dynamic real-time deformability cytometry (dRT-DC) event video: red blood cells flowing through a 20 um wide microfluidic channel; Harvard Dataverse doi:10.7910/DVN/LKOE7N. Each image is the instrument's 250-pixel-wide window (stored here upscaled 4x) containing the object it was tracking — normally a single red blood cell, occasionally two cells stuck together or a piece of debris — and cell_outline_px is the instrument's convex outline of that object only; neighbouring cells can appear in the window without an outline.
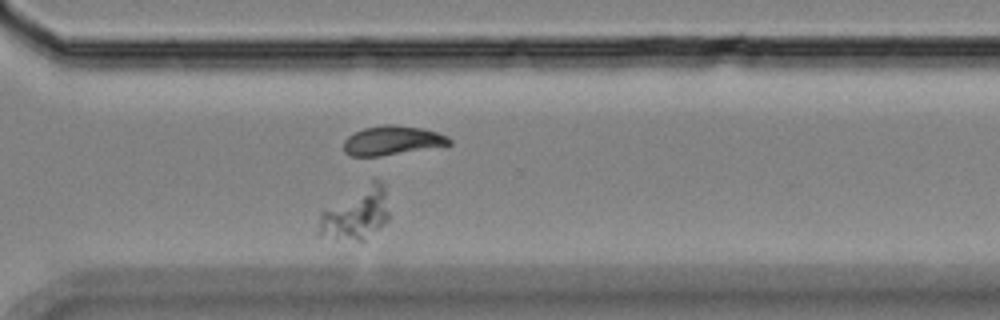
{"species": "Egyptian fruit bat (a non-hibernating species)", "species_latin": "Rousettus aegyptiacus", "temperature_condition": "room temperature", "stored_images_in_passage": 54, "camera_frame_rate_fps": 3000, "um_per_image_px": 0.085, "animal": {"sex": "female"}, "frame": {"image": 1, "passage_image": 39, "time_ms": 12.667, "image_size_px": [1000, 320], "cell_outline_px": [[388, 220], [380, 228], [364, 240], [356, 240], [316, 236], [320, 212], [372, 180], [380, 180], [384, 184], [388, 212]], "centroid_in_image_um": [30.24, 18.18], "position_along_channel_um": 340.4, "area_um2": 21.15}}
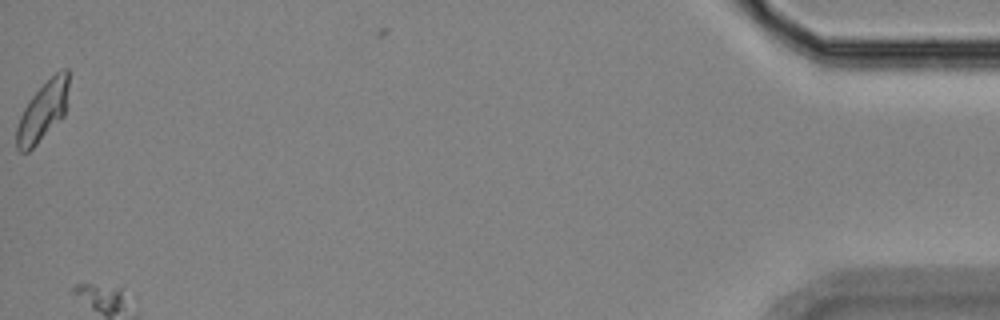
{"frame": {"image": 2, "passage_image": 54, "time_ms": 17.667, "image_size_px": [1000, 320], "cell_outline_px": [[68, 104], [64, 116], [28, 152], [20, 152], [16, 148], [16, 128], [20, 116], [28, 100], [60, 68], [68, 68]], "centroid_in_image_um": [3.65, 9.45], "position_along_channel_um": 431.5, "area_um2": 18.03}}